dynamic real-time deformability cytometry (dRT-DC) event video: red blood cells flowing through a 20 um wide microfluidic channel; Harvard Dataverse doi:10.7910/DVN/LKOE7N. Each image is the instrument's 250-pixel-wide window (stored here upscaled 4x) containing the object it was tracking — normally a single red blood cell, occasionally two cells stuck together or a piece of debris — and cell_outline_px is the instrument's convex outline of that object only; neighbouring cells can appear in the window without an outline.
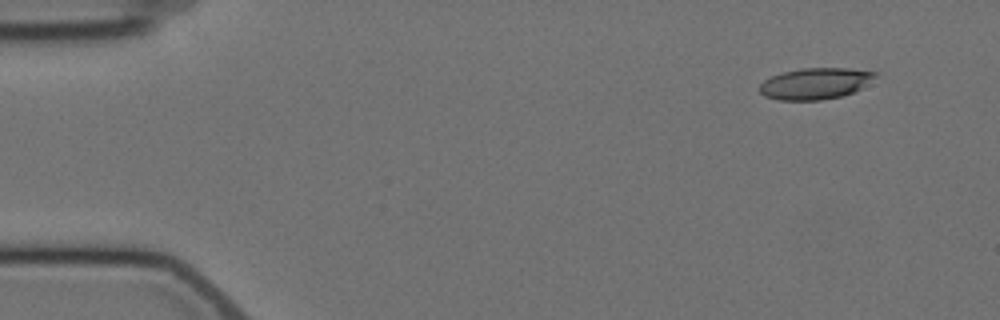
{"species": "Egyptian fruit bat (a non-hibernating species)", "species_latin": "Rousettus aegyptiacus", "temperature_condition": "cold", "stored_images_in_passage": 4, "camera_frame_rate_fps": 3000, "um_per_image_px": 0.085, "animal": {"sex": "female"}, "frame": {"image": 1, "passage_image": 1, "time_ms": 0.0, "image_size_px": [1000, 320], "cell_outline_px": [[876, 76], [860, 88], [852, 92], [840, 96], [820, 100], [780, 100], [764, 96], [760, 92], [760, 84], [764, 80], [772, 76], [784, 72], [800, 68], [848, 68], [876, 72]], "centroid_in_image_um": [69.26, 7.1], "position_along_channel_um": 15.7, "area_um2": 20.81}}
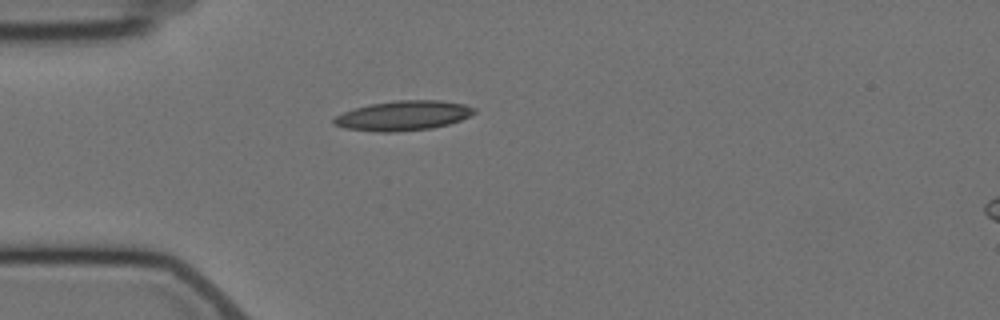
{"frame": {"image": 2, "passage_image": 4, "time_ms": 3.667, "image_size_px": [1000, 320], "cell_outline_px": [[476, 112], [460, 120], [448, 124], [432, 128], [396, 132], [380, 132], [344, 128], [332, 124], [332, 120], [336, 116], [344, 112], [356, 108], [372, 104], [396, 100], [440, 100], [464, 104], [476, 108]], "centroid_in_image_um": [34.28, 9.83], "position_along_channel_um": 50.7, "area_um2": 24.22}}